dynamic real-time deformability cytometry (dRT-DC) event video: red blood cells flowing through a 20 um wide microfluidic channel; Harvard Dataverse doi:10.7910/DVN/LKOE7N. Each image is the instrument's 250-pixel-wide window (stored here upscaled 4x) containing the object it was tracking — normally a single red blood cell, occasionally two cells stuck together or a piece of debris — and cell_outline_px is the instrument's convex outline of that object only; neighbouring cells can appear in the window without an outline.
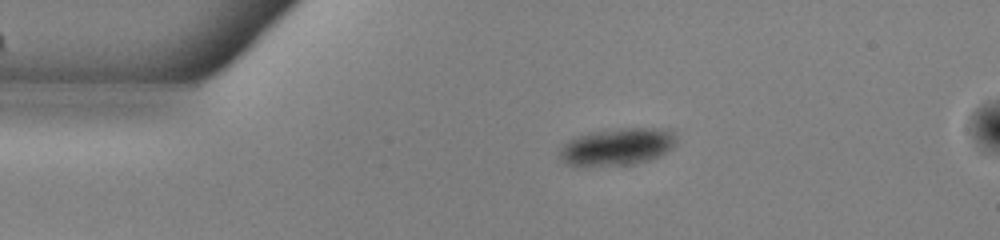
{"species": "common noctule bat (a hibernating species)", "species_latin": "Nyctalus noctula", "temperature_condition": "warm", "stored_images_in_passage": 43, "camera_frame_rate_fps": 3000, "um_per_image_px": 0.085, "animal": {"sex": "male", "body_mass_g": 13.0, "forearm_length_mm": 53.1}, "frame": {"image": 1, "passage_image": 1, "time_ms": 0.0, "image_size_px": [1000, 240], "cell_outline_px": [[676, 144], [672, 148], [648, 160], [628, 164], [564, 164], [560, 160], [560, 148], [568, 140], [576, 136], [588, 132], [616, 128], [672, 128], [676, 132]], "centroid_in_image_um": [52.5, 12.41], "position_along_channel_um": 32.5, "area_um2": 25.09}}
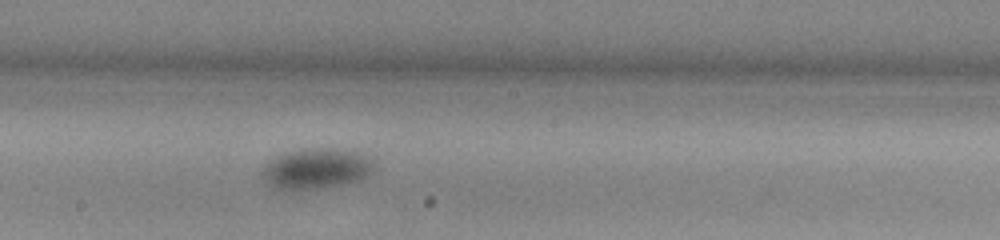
{"frame": {"image": 2, "passage_image": 19, "time_ms": 6.0, "image_size_px": [1000, 240], "cell_outline_px": [[376, 160], [372, 172], [368, 176], [356, 180], [340, 184], [316, 188], [280, 188], [268, 184], [264, 180], [260, 172], [276, 156], [284, 152], [304, 148], [336, 148], [360, 152]], "centroid_in_image_um": [26.94, 14.28], "position_along_channel_um": 221.3, "area_um2": 26.13}}
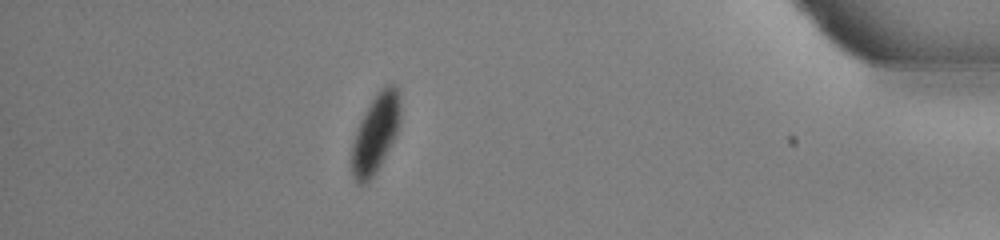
{"frame": {"image": 3, "passage_image": 37, "time_ms": 12.0, "image_size_px": [1000, 240], "cell_outline_px": [[400, 120], [396, 136], [376, 172], [364, 184], [356, 184], [352, 176], [352, 144], [360, 120], [364, 112], [376, 92], [380, 88], [392, 80], [396, 84], [400, 92]], "centroid_in_image_um": [31.95, 11.26], "position_along_channel_um": 403.3, "area_um2": 22.6}, "authors_computed_cell_mechanics": {"area_um2": 26.3568, "velocity_mm_per_s": 3.863, "shape_relaxation_time_tau1_ms": 6.7752, "shape_relaxation_time_tau2_ms": null, "deformation_change_tau1": 0.105, "deformation_change_tau2": null}}